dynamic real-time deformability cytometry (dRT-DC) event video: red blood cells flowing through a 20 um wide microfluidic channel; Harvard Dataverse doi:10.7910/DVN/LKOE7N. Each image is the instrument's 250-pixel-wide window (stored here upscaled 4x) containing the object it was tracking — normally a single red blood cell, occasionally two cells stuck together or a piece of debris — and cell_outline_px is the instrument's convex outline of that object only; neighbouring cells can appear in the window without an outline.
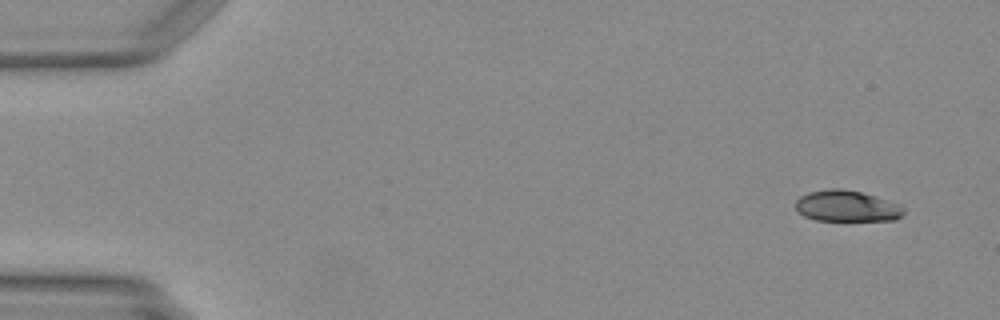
{"species": "Egyptian fruit bat (a non-hibernating species)", "species_latin": "Rousettus aegyptiacus", "temperature_condition": "warm", "stored_images_in_passage": 6, "camera_frame_rate_fps": 3000, "um_per_image_px": 0.085, "animal": {"sex": "female"}, "frame": {"image": 1, "passage_image": 1, "time_ms": 0.0, "image_size_px": [1000, 320], "cell_outline_px": [[904, 212], [896, 220], [816, 220], [804, 216], [796, 208], [796, 200], [800, 196], [808, 192], [828, 188], [844, 188], [860, 192], [900, 204], [904, 208]], "centroid_in_image_um": [71.96, 17.5], "position_along_channel_um": 13.0, "area_um2": 19.54}}